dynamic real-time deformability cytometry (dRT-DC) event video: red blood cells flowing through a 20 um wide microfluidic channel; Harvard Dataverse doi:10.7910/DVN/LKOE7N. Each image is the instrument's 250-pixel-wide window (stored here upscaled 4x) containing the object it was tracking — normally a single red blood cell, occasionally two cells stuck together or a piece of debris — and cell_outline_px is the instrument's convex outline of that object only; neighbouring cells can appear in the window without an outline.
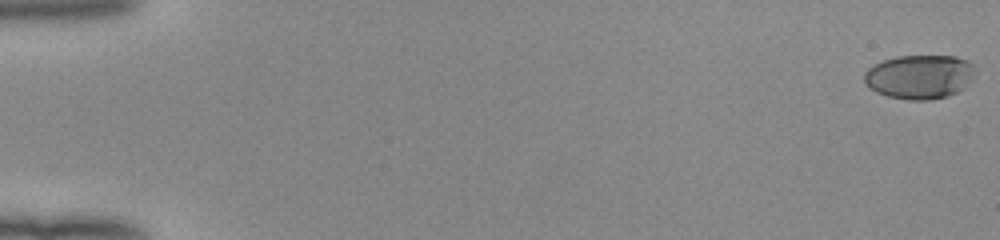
{"species": "human", "species_latin": "Homo sapiens", "temperature_condition": "room temperature", "stored_images_in_passage": 53, "camera_frame_rate_fps": 3000, "um_per_image_px": 0.085, "donor": {"sex": "female"}, "frame": {"image": 1, "passage_image": 1, "time_ms": 0.0, "image_size_px": [1000, 240], "cell_outline_px": [[976, 76], [964, 88], [948, 96], [928, 100], [908, 100], [888, 96], [876, 92], [864, 80], [864, 72], [872, 64], [896, 56], [956, 56], [968, 60], [972, 64], [976, 72]], "centroid_in_image_um": [78.2, 6.51], "position_along_channel_um": 6.8, "area_um2": 28.73}}
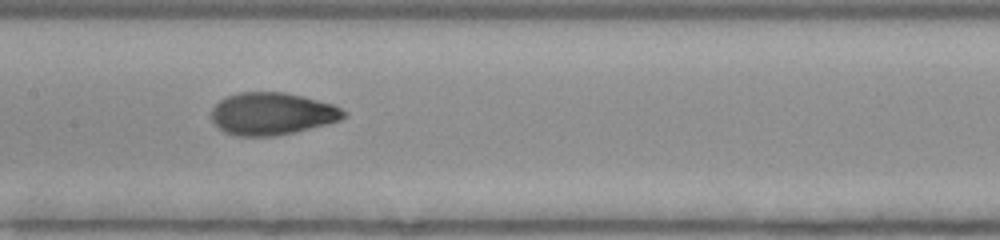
{"frame": {"image": 2, "passage_image": 28, "time_ms": 9.0, "image_size_px": [1000, 240], "cell_outline_px": [[348, 116], [340, 120], [292, 132], [272, 136], [236, 136], [224, 132], [212, 120], [212, 108], [220, 100], [228, 96], [240, 92], [284, 92], [332, 104], [348, 112]], "centroid_in_image_um": [23.11, 9.66], "position_along_channel_um": 184.3, "area_um2": 32.25}}
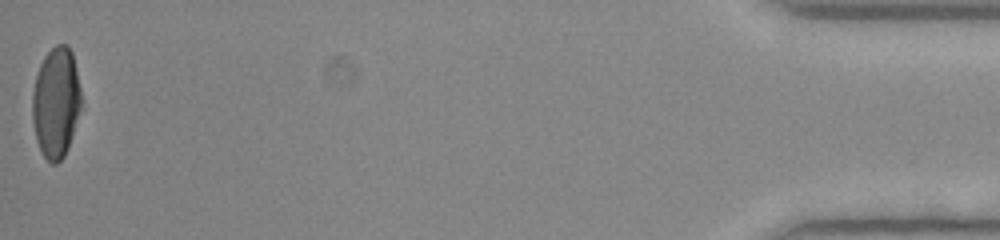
{"frame": {"image": 3, "passage_image": 53, "time_ms": 17.333, "image_size_px": [1000, 240], "cell_outline_px": [[84, 108], [68, 148], [64, 156], [56, 164], [52, 164], [40, 152], [36, 140], [32, 120], [32, 92], [36, 76], [40, 64], [44, 56], [56, 44], [68, 44], [72, 52], [80, 88]], "centroid_in_image_um": [4.79, 8.74], "position_along_channel_um": 430.4, "area_um2": 32.25}, "authors_computed_cell_mechanics": {"area_um2": 32.0212, "velocity_mm_per_s": 4.0282, "shape_relaxation_time_tau1_ms": 5.2807, "shape_relaxation_time_tau2_ms": 0.9092, "deformation_change_tau1": 0.2178, "deformation_change_tau2": 0.052}}